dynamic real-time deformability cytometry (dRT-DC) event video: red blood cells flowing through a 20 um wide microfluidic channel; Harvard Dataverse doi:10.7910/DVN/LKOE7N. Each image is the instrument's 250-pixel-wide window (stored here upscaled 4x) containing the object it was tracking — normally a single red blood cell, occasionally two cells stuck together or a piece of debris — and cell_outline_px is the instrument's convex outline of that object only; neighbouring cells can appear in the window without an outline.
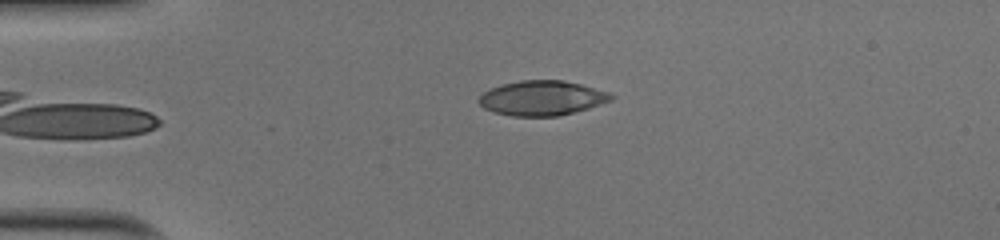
{"species": "human", "species_latin": "Homo sapiens", "temperature_condition": "cold", "stored_images_in_passage": 42, "camera_frame_rate_fps": 3000, "um_per_image_px": 0.085, "donor": {"sex": "male"}, "frame": {"image": 1, "passage_image": 3, "time_ms": 0.667, "image_size_px": [1000, 240], "cell_outline_px": [[616, 96], [612, 100], [588, 108], [556, 116], [512, 116], [496, 112], [484, 108], [476, 100], [488, 88], [500, 84], [520, 80], [564, 80], [580, 84], [608, 92]], "centroid_in_image_um": [46.04, 8.32], "position_along_channel_um": 39.0, "area_um2": 26.76}}
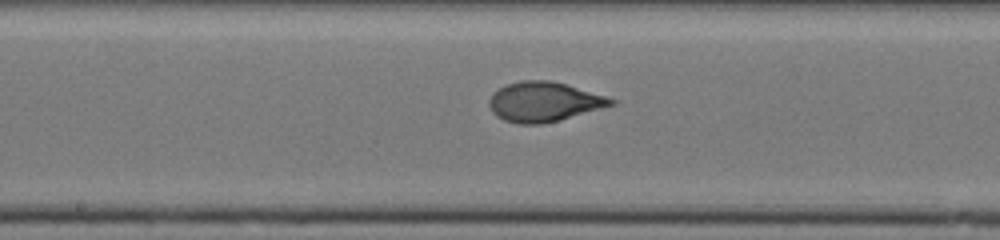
{"frame": {"image": 2, "passage_image": 18, "time_ms": 5.667, "image_size_px": [1000, 240], "cell_outline_px": [[616, 104], [560, 120], [540, 124], [516, 124], [504, 120], [496, 116], [492, 112], [488, 104], [488, 100], [504, 84], [520, 80], [548, 80], [568, 84], [616, 100]], "centroid_in_image_um": [46.21, 8.65], "position_along_channel_um": 202.0, "area_um2": 28.21}}
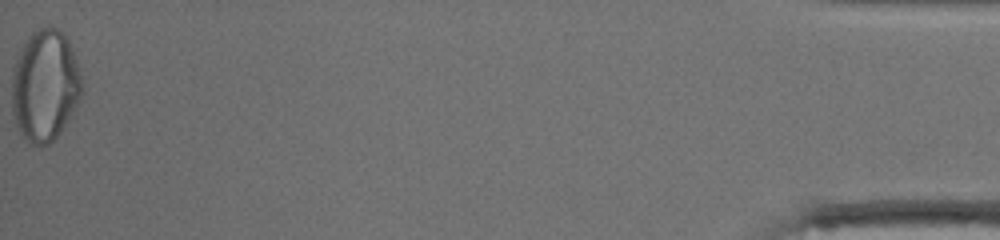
{"frame": {"image": 3, "passage_image": 42, "time_ms": 13.667, "image_size_px": [1000, 240], "cell_outline_px": [[84, 92], [76, 108], [60, 132], [48, 144], [32, 144], [20, 132], [16, 124], [12, 112], [12, 72], [16, 60], [28, 36], [32, 32], [40, 28], [56, 28], [68, 40], [76, 60], [80, 72], [84, 88]], "centroid_in_image_um": [3.84, 7.29], "position_along_channel_um": 431.4, "area_um2": 45.26}, "authors_computed_cell_mechanics": {"area_um2": 28.1197, "velocity_mm_per_s": 4.0422, "shape_relaxation_time_tau1_ms": 5.4459, "shape_relaxation_time_tau2_ms": null, "deformation_change_tau1": 0.2537, "deformation_change_tau2": null}}